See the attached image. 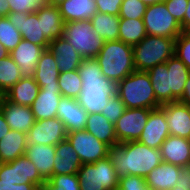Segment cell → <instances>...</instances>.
<instances>
[{
	"label": "cell",
	"mask_w": 190,
	"mask_h": 190,
	"mask_svg": "<svg viewBox=\"0 0 190 190\" xmlns=\"http://www.w3.org/2000/svg\"><path fill=\"white\" fill-rule=\"evenodd\" d=\"M82 80L78 103L88 114H99L117 94V83L103 76L95 58H83L77 69Z\"/></svg>",
	"instance_id": "6da1fadb"
},
{
	"label": "cell",
	"mask_w": 190,
	"mask_h": 190,
	"mask_svg": "<svg viewBox=\"0 0 190 190\" xmlns=\"http://www.w3.org/2000/svg\"><path fill=\"white\" fill-rule=\"evenodd\" d=\"M108 157L119 178L127 175L145 178L163 162L160 149L150 148L138 140L113 145Z\"/></svg>",
	"instance_id": "7a4b0ae2"
},
{
	"label": "cell",
	"mask_w": 190,
	"mask_h": 190,
	"mask_svg": "<svg viewBox=\"0 0 190 190\" xmlns=\"http://www.w3.org/2000/svg\"><path fill=\"white\" fill-rule=\"evenodd\" d=\"M95 59L103 76L116 83L135 71L133 48L120 40L105 41Z\"/></svg>",
	"instance_id": "3957f363"
},
{
	"label": "cell",
	"mask_w": 190,
	"mask_h": 190,
	"mask_svg": "<svg viewBox=\"0 0 190 190\" xmlns=\"http://www.w3.org/2000/svg\"><path fill=\"white\" fill-rule=\"evenodd\" d=\"M117 95L125 108L155 109L157 102L149 75L145 71H134L117 83Z\"/></svg>",
	"instance_id": "277c9868"
},
{
	"label": "cell",
	"mask_w": 190,
	"mask_h": 190,
	"mask_svg": "<svg viewBox=\"0 0 190 190\" xmlns=\"http://www.w3.org/2000/svg\"><path fill=\"white\" fill-rule=\"evenodd\" d=\"M175 39L147 35L132 46L135 70L147 72L158 64L166 63L174 55Z\"/></svg>",
	"instance_id": "5b68a950"
},
{
	"label": "cell",
	"mask_w": 190,
	"mask_h": 190,
	"mask_svg": "<svg viewBox=\"0 0 190 190\" xmlns=\"http://www.w3.org/2000/svg\"><path fill=\"white\" fill-rule=\"evenodd\" d=\"M63 37L83 58H95L105 42L100 35L94 32L89 20L65 23Z\"/></svg>",
	"instance_id": "8992f818"
},
{
	"label": "cell",
	"mask_w": 190,
	"mask_h": 190,
	"mask_svg": "<svg viewBox=\"0 0 190 190\" xmlns=\"http://www.w3.org/2000/svg\"><path fill=\"white\" fill-rule=\"evenodd\" d=\"M80 190H117L119 177L110 158L82 164L77 172Z\"/></svg>",
	"instance_id": "52a82bcc"
},
{
	"label": "cell",
	"mask_w": 190,
	"mask_h": 190,
	"mask_svg": "<svg viewBox=\"0 0 190 190\" xmlns=\"http://www.w3.org/2000/svg\"><path fill=\"white\" fill-rule=\"evenodd\" d=\"M143 21L147 35L177 38L183 32L164 2L148 5Z\"/></svg>",
	"instance_id": "ba28073f"
},
{
	"label": "cell",
	"mask_w": 190,
	"mask_h": 190,
	"mask_svg": "<svg viewBox=\"0 0 190 190\" xmlns=\"http://www.w3.org/2000/svg\"><path fill=\"white\" fill-rule=\"evenodd\" d=\"M66 138L78 154L82 164L95 163L109 154L110 146L86 130L67 133Z\"/></svg>",
	"instance_id": "9c48e42d"
},
{
	"label": "cell",
	"mask_w": 190,
	"mask_h": 190,
	"mask_svg": "<svg viewBox=\"0 0 190 190\" xmlns=\"http://www.w3.org/2000/svg\"><path fill=\"white\" fill-rule=\"evenodd\" d=\"M0 180L14 184L33 183L38 187H42L46 181L26 155L9 163H0Z\"/></svg>",
	"instance_id": "30bf717a"
},
{
	"label": "cell",
	"mask_w": 190,
	"mask_h": 190,
	"mask_svg": "<svg viewBox=\"0 0 190 190\" xmlns=\"http://www.w3.org/2000/svg\"><path fill=\"white\" fill-rule=\"evenodd\" d=\"M152 109L126 108L114 124L118 143L137 141L144 129Z\"/></svg>",
	"instance_id": "8fae6325"
},
{
	"label": "cell",
	"mask_w": 190,
	"mask_h": 190,
	"mask_svg": "<svg viewBox=\"0 0 190 190\" xmlns=\"http://www.w3.org/2000/svg\"><path fill=\"white\" fill-rule=\"evenodd\" d=\"M67 132L63 122L54 117L51 119H41L35 121L34 125L27 133V145L45 144L57 145L66 139Z\"/></svg>",
	"instance_id": "7c38bea8"
},
{
	"label": "cell",
	"mask_w": 190,
	"mask_h": 190,
	"mask_svg": "<svg viewBox=\"0 0 190 190\" xmlns=\"http://www.w3.org/2000/svg\"><path fill=\"white\" fill-rule=\"evenodd\" d=\"M6 17L21 33L22 39L48 49L50 42L43 34L42 20L37 16L36 12H10Z\"/></svg>",
	"instance_id": "4fadbf2b"
},
{
	"label": "cell",
	"mask_w": 190,
	"mask_h": 190,
	"mask_svg": "<svg viewBox=\"0 0 190 190\" xmlns=\"http://www.w3.org/2000/svg\"><path fill=\"white\" fill-rule=\"evenodd\" d=\"M169 135L170 131L165 118V111L160 106L150 111L149 118L138 141L150 148L160 149Z\"/></svg>",
	"instance_id": "5bb4252c"
},
{
	"label": "cell",
	"mask_w": 190,
	"mask_h": 190,
	"mask_svg": "<svg viewBox=\"0 0 190 190\" xmlns=\"http://www.w3.org/2000/svg\"><path fill=\"white\" fill-rule=\"evenodd\" d=\"M0 110L10 130L27 134L35 123L34 114L29 106L12 103L3 95L0 96Z\"/></svg>",
	"instance_id": "9a60e30c"
},
{
	"label": "cell",
	"mask_w": 190,
	"mask_h": 190,
	"mask_svg": "<svg viewBox=\"0 0 190 190\" xmlns=\"http://www.w3.org/2000/svg\"><path fill=\"white\" fill-rule=\"evenodd\" d=\"M171 136L190 139V109L179 101L161 105Z\"/></svg>",
	"instance_id": "2e32d148"
},
{
	"label": "cell",
	"mask_w": 190,
	"mask_h": 190,
	"mask_svg": "<svg viewBox=\"0 0 190 190\" xmlns=\"http://www.w3.org/2000/svg\"><path fill=\"white\" fill-rule=\"evenodd\" d=\"M56 118L60 119L67 133L85 130L88 113L77 99L62 97L58 105Z\"/></svg>",
	"instance_id": "e0dca14e"
},
{
	"label": "cell",
	"mask_w": 190,
	"mask_h": 190,
	"mask_svg": "<svg viewBox=\"0 0 190 190\" xmlns=\"http://www.w3.org/2000/svg\"><path fill=\"white\" fill-rule=\"evenodd\" d=\"M45 49L43 46L22 39L16 48L10 52V56L21 70L22 76L31 77L34 75L37 63Z\"/></svg>",
	"instance_id": "ac0fdd59"
},
{
	"label": "cell",
	"mask_w": 190,
	"mask_h": 190,
	"mask_svg": "<svg viewBox=\"0 0 190 190\" xmlns=\"http://www.w3.org/2000/svg\"><path fill=\"white\" fill-rule=\"evenodd\" d=\"M162 161L186 168L190 165V139L169 135L160 147Z\"/></svg>",
	"instance_id": "d6986e66"
},
{
	"label": "cell",
	"mask_w": 190,
	"mask_h": 190,
	"mask_svg": "<svg viewBox=\"0 0 190 190\" xmlns=\"http://www.w3.org/2000/svg\"><path fill=\"white\" fill-rule=\"evenodd\" d=\"M48 50L54 55L60 73L77 70L83 61V57L64 37L51 41Z\"/></svg>",
	"instance_id": "ffe728a7"
},
{
	"label": "cell",
	"mask_w": 190,
	"mask_h": 190,
	"mask_svg": "<svg viewBox=\"0 0 190 190\" xmlns=\"http://www.w3.org/2000/svg\"><path fill=\"white\" fill-rule=\"evenodd\" d=\"M183 168L178 165L162 162L145 177L150 190H170L177 185Z\"/></svg>",
	"instance_id": "44dd1931"
},
{
	"label": "cell",
	"mask_w": 190,
	"mask_h": 190,
	"mask_svg": "<svg viewBox=\"0 0 190 190\" xmlns=\"http://www.w3.org/2000/svg\"><path fill=\"white\" fill-rule=\"evenodd\" d=\"M61 98L60 88L39 89L36 99L30 106L35 121L56 117Z\"/></svg>",
	"instance_id": "7402d4cb"
},
{
	"label": "cell",
	"mask_w": 190,
	"mask_h": 190,
	"mask_svg": "<svg viewBox=\"0 0 190 190\" xmlns=\"http://www.w3.org/2000/svg\"><path fill=\"white\" fill-rule=\"evenodd\" d=\"M82 163L68 139L56 145L53 175L76 174Z\"/></svg>",
	"instance_id": "603a6c76"
},
{
	"label": "cell",
	"mask_w": 190,
	"mask_h": 190,
	"mask_svg": "<svg viewBox=\"0 0 190 190\" xmlns=\"http://www.w3.org/2000/svg\"><path fill=\"white\" fill-rule=\"evenodd\" d=\"M60 71L50 50L45 49L35 68L34 80L40 89L59 88L58 78Z\"/></svg>",
	"instance_id": "cb8c5ba5"
},
{
	"label": "cell",
	"mask_w": 190,
	"mask_h": 190,
	"mask_svg": "<svg viewBox=\"0 0 190 190\" xmlns=\"http://www.w3.org/2000/svg\"><path fill=\"white\" fill-rule=\"evenodd\" d=\"M55 145H27L26 157L35 164L40 175L47 181L53 175Z\"/></svg>",
	"instance_id": "d4e9b609"
},
{
	"label": "cell",
	"mask_w": 190,
	"mask_h": 190,
	"mask_svg": "<svg viewBox=\"0 0 190 190\" xmlns=\"http://www.w3.org/2000/svg\"><path fill=\"white\" fill-rule=\"evenodd\" d=\"M35 12L42 20L43 34L49 42L63 37L65 22L62 20L58 6L43 2Z\"/></svg>",
	"instance_id": "484cf974"
},
{
	"label": "cell",
	"mask_w": 190,
	"mask_h": 190,
	"mask_svg": "<svg viewBox=\"0 0 190 190\" xmlns=\"http://www.w3.org/2000/svg\"><path fill=\"white\" fill-rule=\"evenodd\" d=\"M27 134L9 130V132L0 139V163H9L18 157L25 155L27 148Z\"/></svg>",
	"instance_id": "4316f807"
},
{
	"label": "cell",
	"mask_w": 190,
	"mask_h": 190,
	"mask_svg": "<svg viewBox=\"0 0 190 190\" xmlns=\"http://www.w3.org/2000/svg\"><path fill=\"white\" fill-rule=\"evenodd\" d=\"M58 8L65 23L90 20L97 12L95 0H65Z\"/></svg>",
	"instance_id": "83f0119b"
},
{
	"label": "cell",
	"mask_w": 190,
	"mask_h": 190,
	"mask_svg": "<svg viewBox=\"0 0 190 190\" xmlns=\"http://www.w3.org/2000/svg\"><path fill=\"white\" fill-rule=\"evenodd\" d=\"M39 85L31 77H22L3 96L12 103L31 106L39 92Z\"/></svg>",
	"instance_id": "f1b7e54d"
},
{
	"label": "cell",
	"mask_w": 190,
	"mask_h": 190,
	"mask_svg": "<svg viewBox=\"0 0 190 190\" xmlns=\"http://www.w3.org/2000/svg\"><path fill=\"white\" fill-rule=\"evenodd\" d=\"M166 65L169 74V90L172 92V102H176L182 97L190 70L176 55H173L166 62Z\"/></svg>",
	"instance_id": "f546056e"
},
{
	"label": "cell",
	"mask_w": 190,
	"mask_h": 190,
	"mask_svg": "<svg viewBox=\"0 0 190 190\" xmlns=\"http://www.w3.org/2000/svg\"><path fill=\"white\" fill-rule=\"evenodd\" d=\"M85 130L110 147L119 144L115 134L114 125L101 113L88 114Z\"/></svg>",
	"instance_id": "4dcf8cb0"
},
{
	"label": "cell",
	"mask_w": 190,
	"mask_h": 190,
	"mask_svg": "<svg viewBox=\"0 0 190 190\" xmlns=\"http://www.w3.org/2000/svg\"><path fill=\"white\" fill-rule=\"evenodd\" d=\"M152 83L156 100L160 105L172 102V92L169 90V74L166 63L158 64L147 71Z\"/></svg>",
	"instance_id": "1f68e13d"
},
{
	"label": "cell",
	"mask_w": 190,
	"mask_h": 190,
	"mask_svg": "<svg viewBox=\"0 0 190 190\" xmlns=\"http://www.w3.org/2000/svg\"><path fill=\"white\" fill-rule=\"evenodd\" d=\"M94 32L100 35L104 41L119 40V15L96 12L89 20Z\"/></svg>",
	"instance_id": "d6a6232c"
},
{
	"label": "cell",
	"mask_w": 190,
	"mask_h": 190,
	"mask_svg": "<svg viewBox=\"0 0 190 190\" xmlns=\"http://www.w3.org/2000/svg\"><path fill=\"white\" fill-rule=\"evenodd\" d=\"M147 36L143 19L120 18L119 40L134 46Z\"/></svg>",
	"instance_id": "836d02e7"
},
{
	"label": "cell",
	"mask_w": 190,
	"mask_h": 190,
	"mask_svg": "<svg viewBox=\"0 0 190 190\" xmlns=\"http://www.w3.org/2000/svg\"><path fill=\"white\" fill-rule=\"evenodd\" d=\"M21 70L9 55L0 59V96L22 78Z\"/></svg>",
	"instance_id": "e575fe53"
},
{
	"label": "cell",
	"mask_w": 190,
	"mask_h": 190,
	"mask_svg": "<svg viewBox=\"0 0 190 190\" xmlns=\"http://www.w3.org/2000/svg\"><path fill=\"white\" fill-rule=\"evenodd\" d=\"M58 84L62 97L77 99L82 89V80L78 70L60 73Z\"/></svg>",
	"instance_id": "d590c367"
},
{
	"label": "cell",
	"mask_w": 190,
	"mask_h": 190,
	"mask_svg": "<svg viewBox=\"0 0 190 190\" xmlns=\"http://www.w3.org/2000/svg\"><path fill=\"white\" fill-rule=\"evenodd\" d=\"M22 35L8 18L0 17V43L10 53L21 42Z\"/></svg>",
	"instance_id": "8d00e7d4"
},
{
	"label": "cell",
	"mask_w": 190,
	"mask_h": 190,
	"mask_svg": "<svg viewBox=\"0 0 190 190\" xmlns=\"http://www.w3.org/2000/svg\"><path fill=\"white\" fill-rule=\"evenodd\" d=\"M44 190H80L76 174L52 175L42 186Z\"/></svg>",
	"instance_id": "74e56055"
},
{
	"label": "cell",
	"mask_w": 190,
	"mask_h": 190,
	"mask_svg": "<svg viewBox=\"0 0 190 190\" xmlns=\"http://www.w3.org/2000/svg\"><path fill=\"white\" fill-rule=\"evenodd\" d=\"M147 5L141 0H123L120 7V18L143 19Z\"/></svg>",
	"instance_id": "f35d334b"
},
{
	"label": "cell",
	"mask_w": 190,
	"mask_h": 190,
	"mask_svg": "<svg viewBox=\"0 0 190 190\" xmlns=\"http://www.w3.org/2000/svg\"><path fill=\"white\" fill-rule=\"evenodd\" d=\"M176 55L190 70V32H182L175 39V52Z\"/></svg>",
	"instance_id": "ab89813d"
},
{
	"label": "cell",
	"mask_w": 190,
	"mask_h": 190,
	"mask_svg": "<svg viewBox=\"0 0 190 190\" xmlns=\"http://www.w3.org/2000/svg\"><path fill=\"white\" fill-rule=\"evenodd\" d=\"M125 105L120 99V97L116 94L114 97H111L108 100V105L103 109L101 114L113 125L117 122V120L122 116Z\"/></svg>",
	"instance_id": "60d3db41"
},
{
	"label": "cell",
	"mask_w": 190,
	"mask_h": 190,
	"mask_svg": "<svg viewBox=\"0 0 190 190\" xmlns=\"http://www.w3.org/2000/svg\"><path fill=\"white\" fill-rule=\"evenodd\" d=\"M117 190H150L145 178L135 175H127L119 178Z\"/></svg>",
	"instance_id": "b9f144b4"
},
{
	"label": "cell",
	"mask_w": 190,
	"mask_h": 190,
	"mask_svg": "<svg viewBox=\"0 0 190 190\" xmlns=\"http://www.w3.org/2000/svg\"><path fill=\"white\" fill-rule=\"evenodd\" d=\"M10 6V12L33 13L43 3L41 0H7Z\"/></svg>",
	"instance_id": "7bdbcfd3"
},
{
	"label": "cell",
	"mask_w": 190,
	"mask_h": 190,
	"mask_svg": "<svg viewBox=\"0 0 190 190\" xmlns=\"http://www.w3.org/2000/svg\"><path fill=\"white\" fill-rule=\"evenodd\" d=\"M167 10L181 24L188 5V0H164Z\"/></svg>",
	"instance_id": "ee69618b"
},
{
	"label": "cell",
	"mask_w": 190,
	"mask_h": 190,
	"mask_svg": "<svg viewBox=\"0 0 190 190\" xmlns=\"http://www.w3.org/2000/svg\"><path fill=\"white\" fill-rule=\"evenodd\" d=\"M123 0H95L97 12L117 16Z\"/></svg>",
	"instance_id": "f6af8a7d"
},
{
	"label": "cell",
	"mask_w": 190,
	"mask_h": 190,
	"mask_svg": "<svg viewBox=\"0 0 190 190\" xmlns=\"http://www.w3.org/2000/svg\"><path fill=\"white\" fill-rule=\"evenodd\" d=\"M39 187L33 183L14 184L0 180V190H37Z\"/></svg>",
	"instance_id": "bcb514c9"
},
{
	"label": "cell",
	"mask_w": 190,
	"mask_h": 190,
	"mask_svg": "<svg viewBox=\"0 0 190 190\" xmlns=\"http://www.w3.org/2000/svg\"><path fill=\"white\" fill-rule=\"evenodd\" d=\"M170 190H190V172L186 168H183L177 185Z\"/></svg>",
	"instance_id": "7dc6e473"
},
{
	"label": "cell",
	"mask_w": 190,
	"mask_h": 190,
	"mask_svg": "<svg viewBox=\"0 0 190 190\" xmlns=\"http://www.w3.org/2000/svg\"><path fill=\"white\" fill-rule=\"evenodd\" d=\"M180 26L182 31L190 32V0H188V5L184 14V19Z\"/></svg>",
	"instance_id": "c3c4849f"
},
{
	"label": "cell",
	"mask_w": 190,
	"mask_h": 190,
	"mask_svg": "<svg viewBox=\"0 0 190 190\" xmlns=\"http://www.w3.org/2000/svg\"><path fill=\"white\" fill-rule=\"evenodd\" d=\"M179 102H181L183 104L190 105V74H189V76L187 78L185 88H184L182 97L179 100Z\"/></svg>",
	"instance_id": "681fc988"
},
{
	"label": "cell",
	"mask_w": 190,
	"mask_h": 190,
	"mask_svg": "<svg viewBox=\"0 0 190 190\" xmlns=\"http://www.w3.org/2000/svg\"><path fill=\"white\" fill-rule=\"evenodd\" d=\"M10 130L9 125L7 124L4 115L0 110V139L4 137Z\"/></svg>",
	"instance_id": "f907efd6"
},
{
	"label": "cell",
	"mask_w": 190,
	"mask_h": 190,
	"mask_svg": "<svg viewBox=\"0 0 190 190\" xmlns=\"http://www.w3.org/2000/svg\"><path fill=\"white\" fill-rule=\"evenodd\" d=\"M10 13V6L7 0H0V17H5Z\"/></svg>",
	"instance_id": "816d5d0a"
},
{
	"label": "cell",
	"mask_w": 190,
	"mask_h": 190,
	"mask_svg": "<svg viewBox=\"0 0 190 190\" xmlns=\"http://www.w3.org/2000/svg\"><path fill=\"white\" fill-rule=\"evenodd\" d=\"M10 53L3 47V45L0 43V59L1 58H6L9 56Z\"/></svg>",
	"instance_id": "f5cc1de1"
},
{
	"label": "cell",
	"mask_w": 190,
	"mask_h": 190,
	"mask_svg": "<svg viewBox=\"0 0 190 190\" xmlns=\"http://www.w3.org/2000/svg\"><path fill=\"white\" fill-rule=\"evenodd\" d=\"M64 1L65 0H45L44 2L47 4H50V5L58 6L59 4H61Z\"/></svg>",
	"instance_id": "db71d44e"
},
{
	"label": "cell",
	"mask_w": 190,
	"mask_h": 190,
	"mask_svg": "<svg viewBox=\"0 0 190 190\" xmlns=\"http://www.w3.org/2000/svg\"><path fill=\"white\" fill-rule=\"evenodd\" d=\"M141 1H143L147 6L164 2V0H141Z\"/></svg>",
	"instance_id": "11a10c76"
},
{
	"label": "cell",
	"mask_w": 190,
	"mask_h": 190,
	"mask_svg": "<svg viewBox=\"0 0 190 190\" xmlns=\"http://www.w3.org/2000/svg\"><path fill=\"white\" fill-rule=\"evenodd\" d=\"M186 169L190 172V165L188 167H186Z\"/></svg>",
	"instance_id": "9f6ffc18"
}]
</instances>
